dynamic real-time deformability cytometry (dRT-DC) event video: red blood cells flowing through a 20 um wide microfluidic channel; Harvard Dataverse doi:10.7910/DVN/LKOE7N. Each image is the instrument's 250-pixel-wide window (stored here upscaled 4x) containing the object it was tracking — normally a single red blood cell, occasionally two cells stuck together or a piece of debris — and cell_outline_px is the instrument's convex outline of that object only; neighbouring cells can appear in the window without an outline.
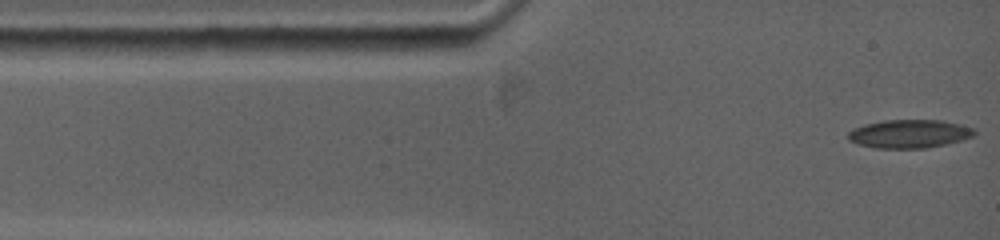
{"species": "common noctule bat (a hibernating species)", "species_latin": "Nyctalus noctula", "temperature_condition": "warm", "stored_images_in_passage": 86, "camera_frame_rate_fps": 5000, "um_per_image_px": 0.085, "animal": {"sex": "female", "body_mass_g": 19.0, "forearm_length_mm": 53.3}, "frame": {"image": 1, "passage_image": 1, "time_ms": 0.0, "image_size_px": [1000, 240], "cell_outline_px": [[976, 132], [972, 136], [960, 140], [944, 144], [924, 148], [876, 148], [860, 144], [848, 140], [848, 132], [852, 128], [864, 124], [884, 120], [940, 120], [960, 124], [972, 128]], "centroid_in_image_um": [77.25, 11.36], "position_along_channel_um": 7.8, "area_um2": 20.69}}
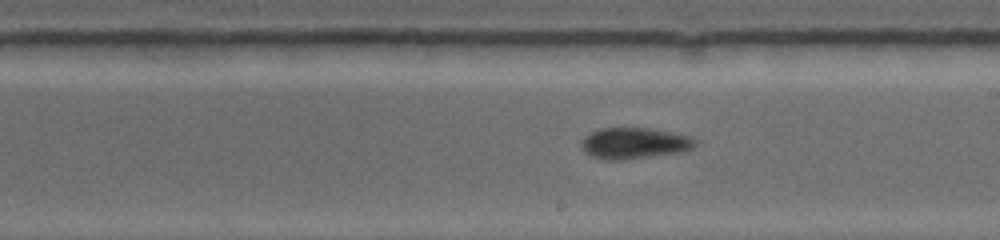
{"frame": {"image": 2, "passage_image": 37, "time_ms": 7.2, "image_size_px": [1000, 240], "cell_outline_px": [[696, 144], [688, 148], [676, 152], [640, 156], [596, 156], [588, 152], [584, 148], [584, 140], [592, 132], [600, 128], [648, 128], [688, 136]], "centroid_in_image_um": [53.95, 12.09], "position_along_channel_um": 235.0, "area_um2": 18.32}}
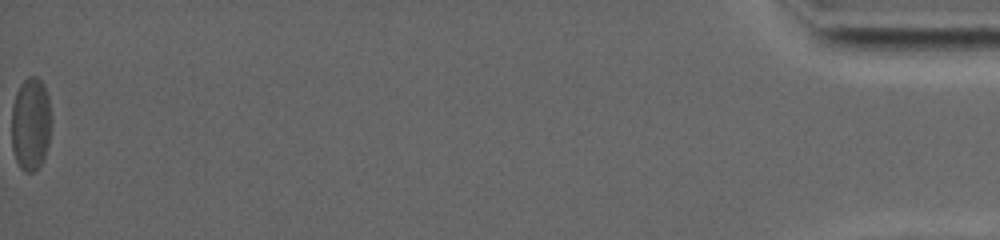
{"frame": {"image": 3, "passage_image": 86, "time_ms": 17.0, "image_size_px": [1000, 240], "cell_outline_px": [[52, 116], [48, 144], [44, 160], [32, 172], [24, 172], [20, 168], [16, 160], [12, 148], [12, 104], [16, 92], [20, 84], [28, 76], [36, 76], [44, 84], [48, 96]], "centroid_in_image_um": [2.62, 10.52], "position_along_channel_um": 432.6, "area_um2": 21.91}, "authors_computed_cell_mechanics": {"area_um2": 19.9121, "velocity_mm_per_s": 3.7668, "shape_relaxation_time_tau1_ms": null, "shape_relaxation_time_tau2_ms": 1.9696, "deformation_change_tau1": null, "deformation_change_tau2": 0.0661}}